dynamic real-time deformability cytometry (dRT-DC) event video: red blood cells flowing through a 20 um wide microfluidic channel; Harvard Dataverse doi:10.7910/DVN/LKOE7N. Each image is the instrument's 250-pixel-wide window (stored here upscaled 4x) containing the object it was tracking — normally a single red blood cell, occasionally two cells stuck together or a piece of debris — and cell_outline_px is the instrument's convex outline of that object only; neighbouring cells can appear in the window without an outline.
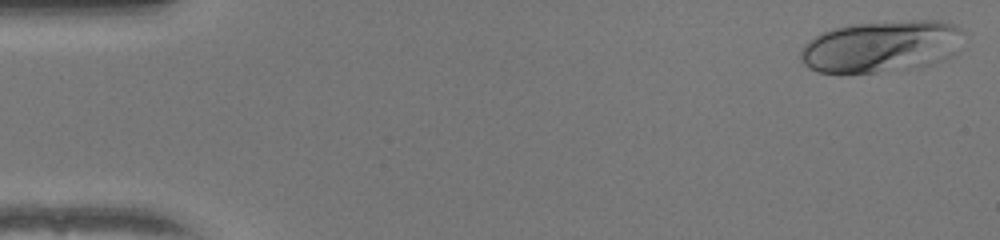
{"species": "human", "species_latin": "Homo sapiens", "temperature_condition": "warm", "stored_images_in_passage": 50, "camera_frame_rate_fps": 3000, "um_per_image_px": 0.085, "donor": {"sex": "female"}, "frame": {"image": 1, "passage_image": 1, "time_ms": 0.0, "image_size_px": [1000, 240], "cell_outline_px": [[968, 32], [952, 52], [944, 60], [920, 68], [876, 72], [816, 72], [808, 68], [804, 64], [800, 56], [800, 52], [804, 44], [808, 40], [824, 32], [836, 28], [852, 24], [912, 20], [940, 20], [956, 24]], "centroid_in_image_um": [74.97, 3.94], "position_along_channel_um": 10.0, "area_um2": 49.42}}
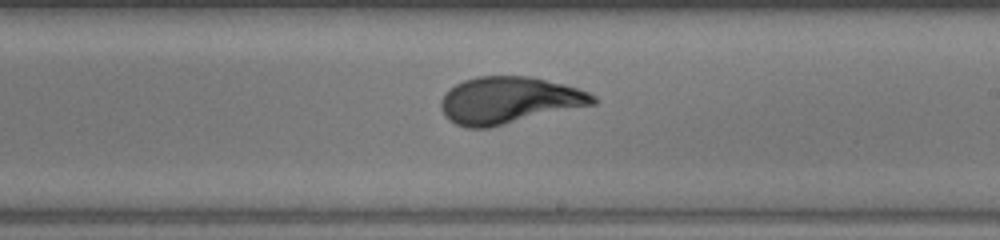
{"frame": {"image": 2, "passage_image": 29, "time_ms": 9.333, "image_size_px": [1000, 240], "cell_outline_px": [[596, 104], [488, 128], [464, 128], [448, 120], [444, 116], [440, 108], [440, 100], [444, 92], [448, 88], [464, 80], [476, 76], [528, 76], [564, 84], [588, 92], [596, 96]], "centroid_in_image_um": [43.21, 8.53], "position_along_channel_um": 245.8, "area_um2": 41.79}}
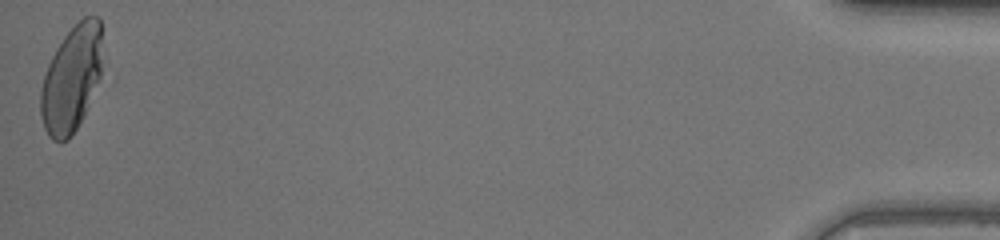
{"frame": {"image": 3, "passage_image": 50, "time_ms": 16.333, "image_size_px": [1000, 240], "cell_outline_px": [[100, 80], [76, 128], [68, 140], [60, 144], [52, 140], [48, 136], [44, 128], [40, 116], [40, 88], [48, 64], [56, 48], [64, 36], [84, 16], [96, 16], [100, 20]], "centroid_in_image_um": [6.03, 6.75], "position_along_channel_um": 429.2, "area_um2": 37.8}, "authors_computed_cell_mechanics": {"area_um2": 40.4311, "velocity_mm_per_s": 4.0363, "shape_relaxation_time_tau1_ms": 5.777, "shape_relaxation_time_tau2_ms": null, "deformation_change_tau1": 0.2361, "deformation_change_tau2": null}}